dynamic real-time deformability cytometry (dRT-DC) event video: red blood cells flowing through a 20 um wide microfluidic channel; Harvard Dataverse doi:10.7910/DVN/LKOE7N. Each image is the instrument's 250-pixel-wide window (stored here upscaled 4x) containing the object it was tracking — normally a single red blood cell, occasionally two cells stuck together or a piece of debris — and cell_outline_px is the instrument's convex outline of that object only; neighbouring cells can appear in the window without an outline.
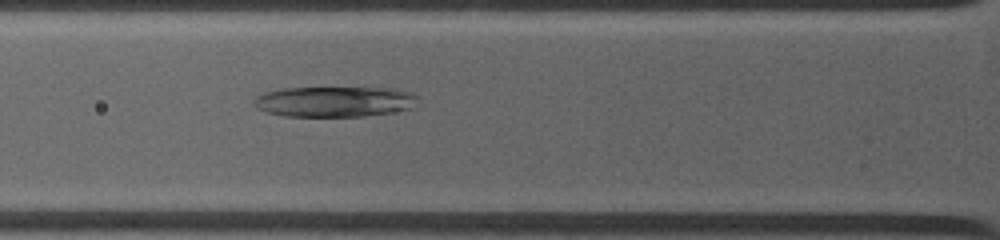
{"species": "common noctule bat (a hibernating species)", "species_latin": "Nyctalus noctula", "temperature_condition": "warm", "stored_images_in_passage": 20, "camera_frame_rate_fps": 4500, "um_per_image_px": 0.085, "animal": {"sex": "female", "body_mass_g": 19.0, "forearm_length_mm": 53.3}, "frame": {"image": 1, "passage_image": 2, "time_ms": 0.667, "image_size_px": [1000, 240], "cell_outline_px": [[416, 96], [412, 108], [364, 116], [284, 116], [264, 112], [256, 108], [252, 104], [252, 100], [256, 96], [264, 92], [284, 88], [396, 88], [412, 92]], "centroid_in_image_um": [28.35, 8.63], "position_along_channel_um": 97.5, "area_um2": 29.13}}
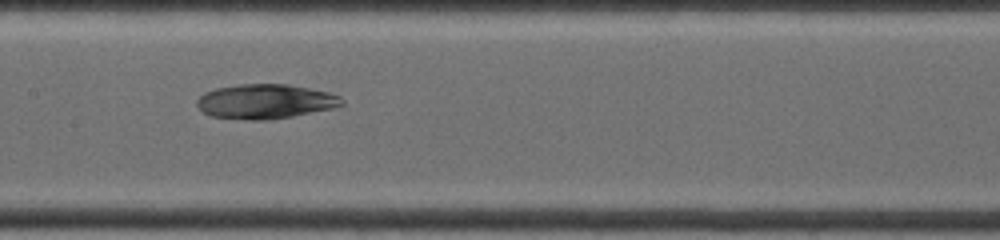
{"frame": {"image": 2, "passage_image": 7, "time_ms": 2.889, "image_size_px": [1000, 240], "cell_outline_px": [[344, 104], [332, 108], [292, 116], [268, 120], [252, 120], [212, 116], [204, 112], [196, 104], [196, 100], [204, 92], [216, 88], [236, 84], [288, 84], [328, 92], [340, 96], [344, 100]], "centroid_in_image_um": [22.54, 8.61], "position_along_channel_um": 184.9, "area_um2": 29.07}}
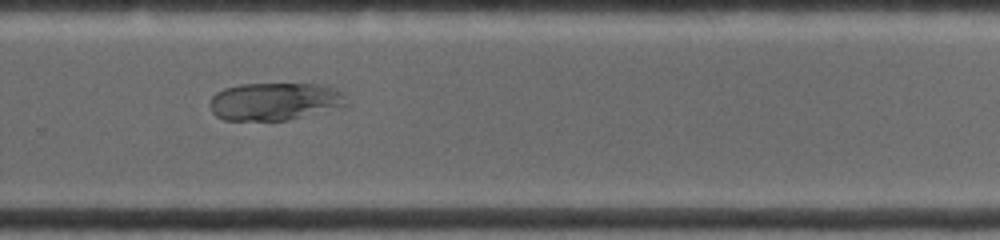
{"frame": {"image": 3, "passage_image": 14, "time_ms": 6.0, "image_size_px": [1000, 240], "cell_outline_px": [[352, 104], [348, 108], [288, 120], [224, 120], [216, 116], [212, 112], [208, 104], [212, 96], [216, 92], [224, 88], [240, 84], [324, 84], [348, 92]], "centroid_in_image_um": [23.54, 8.62], "position_along_channel_um": 306.3, "area_um2": 31.39}}